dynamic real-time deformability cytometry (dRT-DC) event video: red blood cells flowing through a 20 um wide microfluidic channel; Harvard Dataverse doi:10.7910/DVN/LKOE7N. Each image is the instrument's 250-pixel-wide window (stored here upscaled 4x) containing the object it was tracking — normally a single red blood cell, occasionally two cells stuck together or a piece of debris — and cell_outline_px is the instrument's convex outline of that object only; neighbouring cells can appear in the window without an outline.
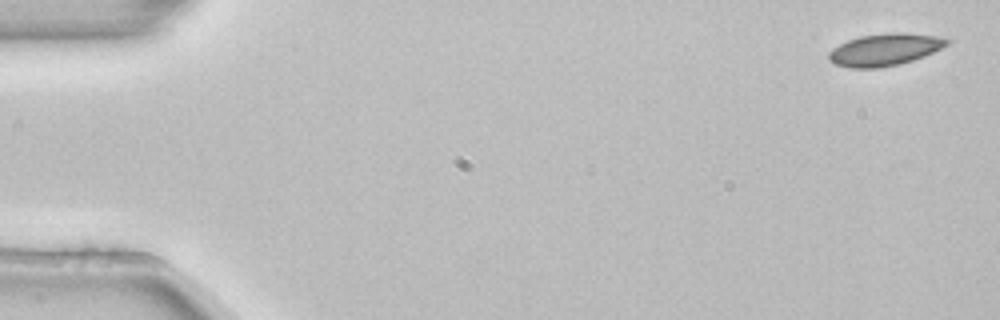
{"species": "common noctule bat (a hibernating species)", "species_latin": "Nyctalus noctula", "temperature_condition": "room temperature", "stored_images_in_passage": 4, "camera_frame_rate_fps": 3000, "um_per_image_px": 0.085, "animal": {"sex": "female", "body_mass_g": 22.7, "forearm_length_mm": 54.2}, "frame": {"image": 1, "passage_image": 1, "time_ms": 0.0, "image_size_px": [1000, 320], "cell_outline_px": [[952, 40], [948, 44], [924, 56], [900, 64], [880, 68], [848, 68], [836, 64], [828, 60], [828, 52], [832, 48], [848, 40], [860, 36], [896, 32], [900, 32], [936, 36]], "centroid_in_image_um": [75.17, 4.23], "position_along_channel_um": 9.8, "area_um2": 22.02}}
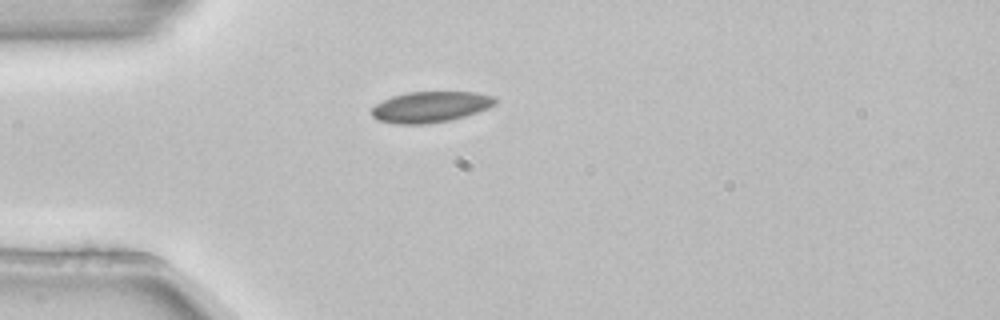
{"frame": {"image": 2, "passage_image": 4, "time_ms": 1.0, "image_size_px": [1000, 320], "cell_outline_px": [[496, 104], [488, 108], [464, 116], [448, 120], [428, 124], [396, 124], [376, 120], [372, 116], [372, 108], [376, 104], [392, 96], [408, 92], [476, 92], [496, 96]], "centroid_in_image_um": [36.59, 9.08], "position_along_channel_um": 48.4, "area_um2": 22.25}}